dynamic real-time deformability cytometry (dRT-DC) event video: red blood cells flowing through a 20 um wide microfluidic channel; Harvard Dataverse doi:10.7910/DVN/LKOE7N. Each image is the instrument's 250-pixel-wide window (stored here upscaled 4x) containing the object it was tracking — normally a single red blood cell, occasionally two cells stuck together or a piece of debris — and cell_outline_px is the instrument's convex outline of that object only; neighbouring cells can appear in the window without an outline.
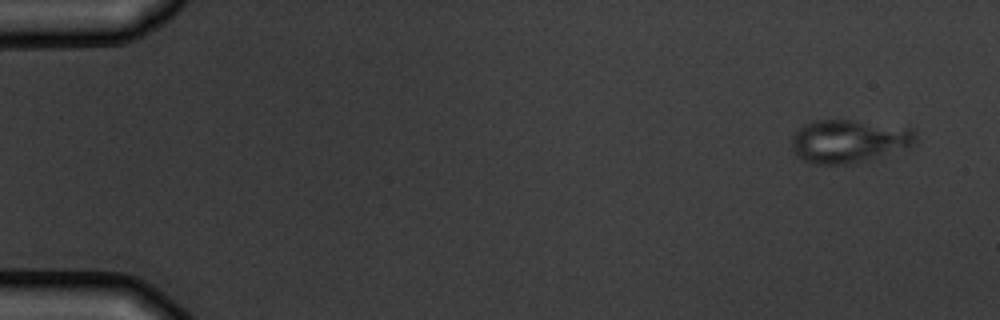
{"species": "common noctule bat (a hibernating species)", "species_latin": "Nyctalus noctula", "temperature_condition": "warm", "stored_images_in_passage": 4, "camera_frame_rate_fps": 3000, "um_per_image_px": 0.085, "animal": {"sex": "male", "body_mass_g": 19.5, "forearm_length_mm": 54.6}, "frame": {"image": 1, "passage_image": 1, "time_ms": 0.0, "image_size_px": [1000, 320], "cell_outline_px": [[916, 144], [908, 148], [864, 160], [848, 164], [816, 164], [804, 160], [796, 156], [792, 152], [792, 136], [804, 124], [812, 120], [852, 120], [916, 128]], "centroid_in_image_um": [72.17, 11.98], "position_along_channel_um": 12.8, "area_um2": 31.33}}